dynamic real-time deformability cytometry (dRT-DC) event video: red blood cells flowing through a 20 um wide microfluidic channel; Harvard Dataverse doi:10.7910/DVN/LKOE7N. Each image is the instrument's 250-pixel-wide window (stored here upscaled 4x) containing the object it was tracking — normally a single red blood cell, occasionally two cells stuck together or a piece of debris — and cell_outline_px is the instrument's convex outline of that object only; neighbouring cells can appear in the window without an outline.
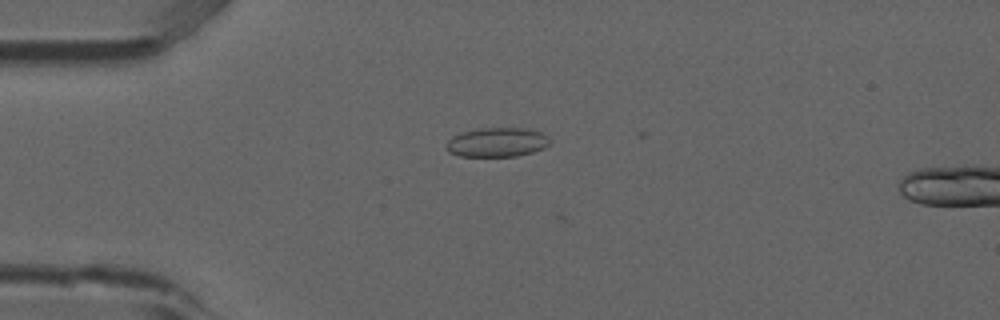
{"species": "common noctule bat (a hibernating species)", "species_latin": "Nyctalus noctula", "temperature_condition": "room temperature", "stored_images_in_passage": 4, "camera_frame_rate_fps": 3000, "um_per_image_px": 0.085, "animal": {"sex": "male", "forearm_length_mm": 52.5}, "frame": {"image": 1, "passage_image": 3, "time_ms": 0.667, "image_size_px": [1000, 320], "cell_outline_px": [[548, 144], [544, 148], [532, 152], [516, 156], [460, 156], [448, 152], [444, 148], [448, 140], [452, 136], [460, 132], [480, 128], [528, 128], [540, 132], [548, 136]], "centroid_in_image_um": [42.2, 12.09], "position_along_channel_um": 42.8, "area_um2": 17.74}}